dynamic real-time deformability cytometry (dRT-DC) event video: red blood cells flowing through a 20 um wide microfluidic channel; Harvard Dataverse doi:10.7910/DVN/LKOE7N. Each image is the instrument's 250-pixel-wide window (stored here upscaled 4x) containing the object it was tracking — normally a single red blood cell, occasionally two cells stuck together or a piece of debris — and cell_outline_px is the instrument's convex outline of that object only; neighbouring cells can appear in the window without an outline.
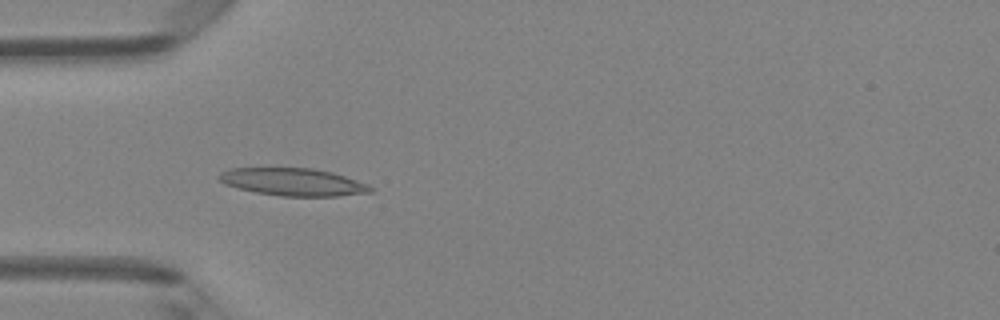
{"species": "Egyptian fruit bat (a non-hibernating species)", "species_latin": "Rousettus aegyptiacus", "temperature_condition": "room temperature", "stored_images_in_passage": 48, "camera_frame_rate_fps": 3000, "um_per_image_px": 0.085, "animal": {"sex": "female"}, "frame": {"image": 1, "passage_image": 15, "time_ms": 4.667, "image_size_px": [1000, 320], "cell_outline_px": [[376, 188], [372, 192], [340, 196], [280, 196], [256, 192], [224, 184], [216, 176], [220, 172], [232, 168], [312, 168], [332, 172], [368, 184]], "centroid_in_image_um": [24.93, 15.47], "position_along_channel_um": 60.1, "area_um2": 24.33}}
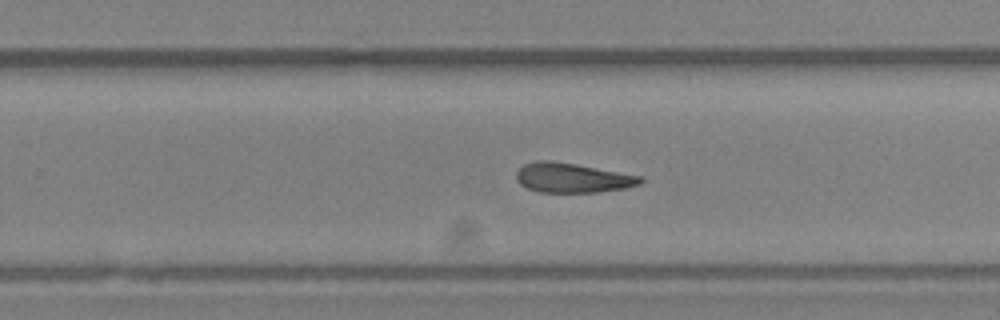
{"frame": {"image": 2, "passage_image": 31, "time_ms": 10.0, "image_size_px": [1000, 320], "cell_outline_px": [[644, 180], [640, 184], [624, 188], [596, 192], [540, 192], [528, 188], [520, 184], [516, 180], [516, 172], [524, 164], [536, 160], [552, 160], [576, 164], [644, 176]], "centroid_in_image_um": [48.66, 15.1], "position_along_channel_um": 281.1, "area_um2": 21.5}}
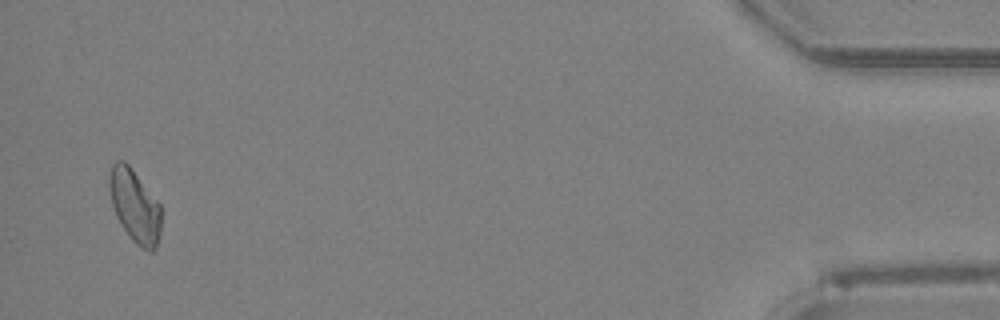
{"frame": {"image": 3, "passage_image": 47, "time_ms": 15.333, "image_size_px": [1000, 320], "cell_outline_px": [[160, 232], [156, 248], [152, 252], [148, 252], [136, 244], [132, 240], [116, 216], [112, 204], [108, 184], [108, 176], [112, 164], [116, 160], [124, 160], [132, 168], [160, 204]], "centroid_in_image_um": [11.44, 17.49], "position_along_channel_um": 423.8, "area_um2": 22.02}, "authors_computed_cell_mechanics": {"area_um2": 22.5131, "velocity_mm_per_s": 4.2066, "shape_relaxation_time_tau1_ms": null, "shape_relaxation_time_tau2_ms": 4.7997, "deformation_change_tau1": null, "deformation_change_tau2": 0.1352}}